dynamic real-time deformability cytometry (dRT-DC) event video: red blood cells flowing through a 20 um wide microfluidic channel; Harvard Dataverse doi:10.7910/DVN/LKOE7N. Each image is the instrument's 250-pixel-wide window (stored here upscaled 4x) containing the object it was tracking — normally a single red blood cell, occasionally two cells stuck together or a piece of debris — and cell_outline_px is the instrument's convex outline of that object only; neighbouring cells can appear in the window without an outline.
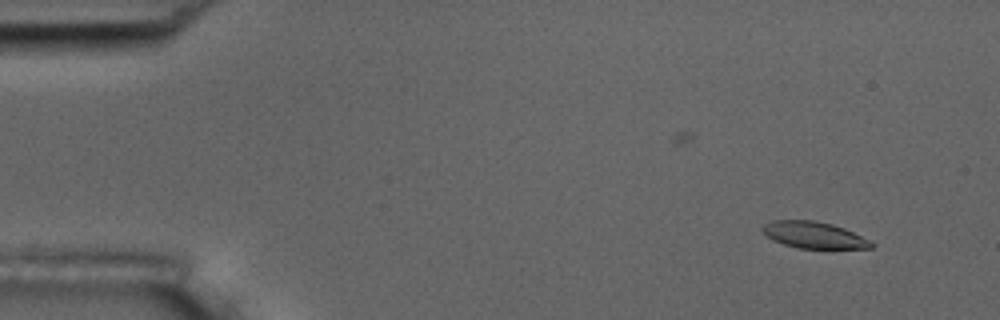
{"species": "common noctule bat (a hibernating species)", "species_latin": "Nyctalus noctula", "temperature_condition": "room temperature", "stored_images_in_passage": 11, "camera_frame_rate_fps": 3000, "um_per_image_px": 0.085, "animal": {"sex": "male", "body_mass_g": 17.5, "forearm_length_mm": 52.3}, "frame": {"image": 1, "passage_image": 2, "time_ms": 2.0, "image_size_px": [1000, 320], "cell_outline_px": [[876, 244], [872, 248], [796, 248], [772, 240], [760, 228], [764, 224], [772, 220], [816, 220], [832, 224], [844, 228], [872, 240]], "centroid_in_image_um": [69.21, 19.97], "position_along_channel_um": 15.8, "area_um2": 16.99}}
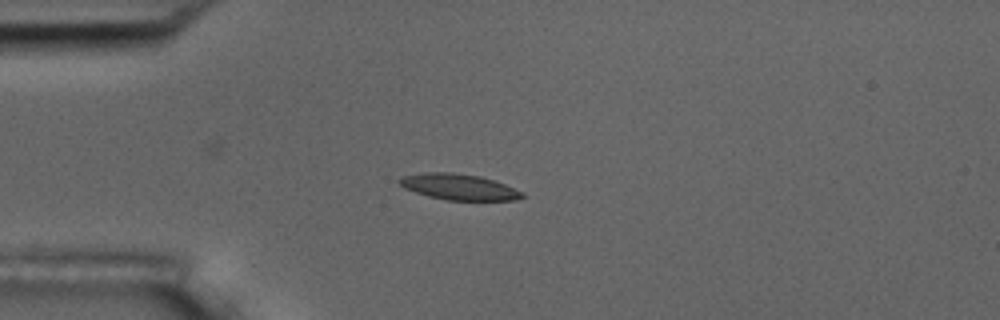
{"frame": {"image": 2, "passage_image": 5, "time_ms": 5.333, "image_size_px": [1000, 320], "cell_outline_px": [[524, 196], [516, 200], [448, 200], [428, 196], [404, 188], [396, 180], [404, 176], [424, 172], [452, 172], [480, 176], [504, 184], [524, 192]], "centroid_in_image_um": [38.99, 15.88], "position_along_channel_um": 46.0, "area_um2": 18.44}}
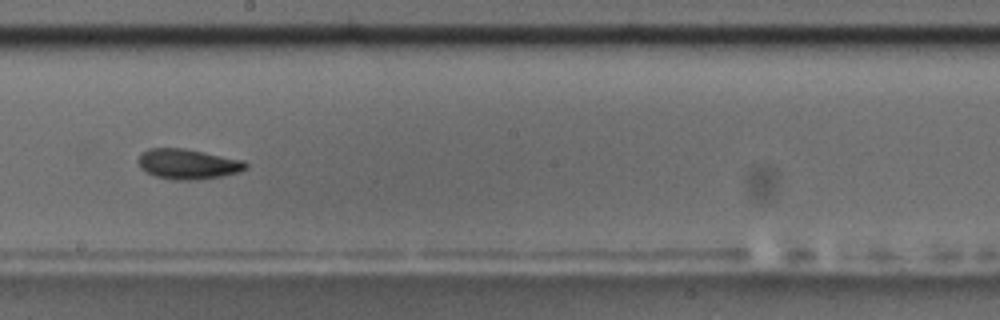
{"frame": {"image": 3, "passage_image": 10, "time_ms": 11.0, "image_size_px": [1000, 320], "cell_outline_px": [[248, 168], [240, 172], [220, 176], [196, 180], [172, 180], [156, 176], [140, 168], [136, 160], [148, 148], [184, 148], [244, 160], [248, 164]], "centroid_in_image_um": [15.98, 13.94], "position_along_channel_um": 232.2, "area_um2": 18.96}}